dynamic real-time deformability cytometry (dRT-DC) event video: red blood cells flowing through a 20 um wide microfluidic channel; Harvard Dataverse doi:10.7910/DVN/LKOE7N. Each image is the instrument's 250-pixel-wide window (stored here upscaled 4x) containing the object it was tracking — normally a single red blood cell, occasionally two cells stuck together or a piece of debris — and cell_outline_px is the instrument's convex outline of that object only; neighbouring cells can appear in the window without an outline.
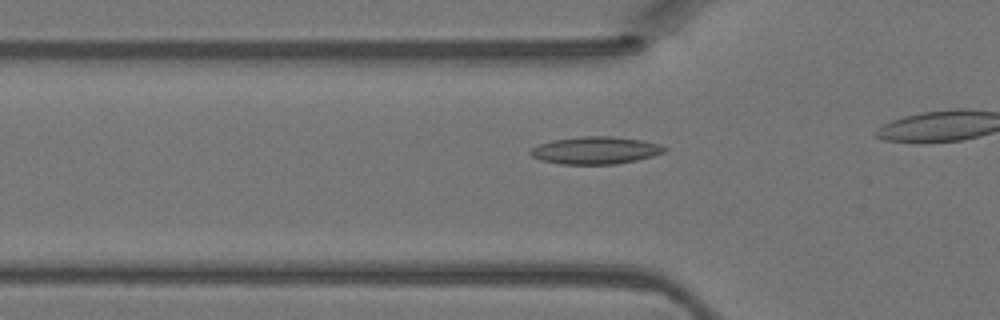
{"species": "Egyptian fruit bat (a non-hibernating species)", "species_latin": "Rousettus aegyptiacus", "temperature_condition": "warm", "stored_images_in_passage": 17, "camera_frame_rate_fps": 3000, "um_per_image_px": 0.085, "animal": {"sex": "female"}, "frame": {"image": 1, "passage_image": 12, "time_ms": 3.667, "image_size_px": [1000, 320], "cell_outline_px": [[668, 148], [664, 152], [652, 156], [636, 160], [616, 164], [560, 164], [540, 160], [532, 156], [528, 152], [532, 148], [540, 144], [552, 140], [584, 136], [612, 136], [640, 140], [660, 144]], "centroid_in_image_um": [50.61, 12.78], "position_along_channel_um": 75.2, "area_um2": 21.33}}
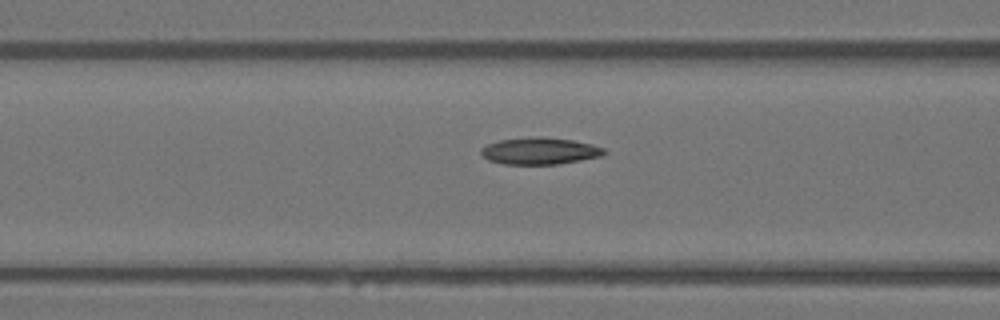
{"frame": {"image": 2, "passage_image": 15, "time_ms": 4.667, "image_size_px": [1000, 320], "cell_outline_px": [[608, 152], [604, 156], [556, 164], [504, 164], [488, 160], [480, 152], [480, 148], [488, 144], [500, 140], [540, 136], [544, 136], [572, 140], [592, 144], [604, 148]], "centroid_in_image_um": [45.91, 12.83], "position_along_channel_um": 120.7, "area_um2": 19.31}}